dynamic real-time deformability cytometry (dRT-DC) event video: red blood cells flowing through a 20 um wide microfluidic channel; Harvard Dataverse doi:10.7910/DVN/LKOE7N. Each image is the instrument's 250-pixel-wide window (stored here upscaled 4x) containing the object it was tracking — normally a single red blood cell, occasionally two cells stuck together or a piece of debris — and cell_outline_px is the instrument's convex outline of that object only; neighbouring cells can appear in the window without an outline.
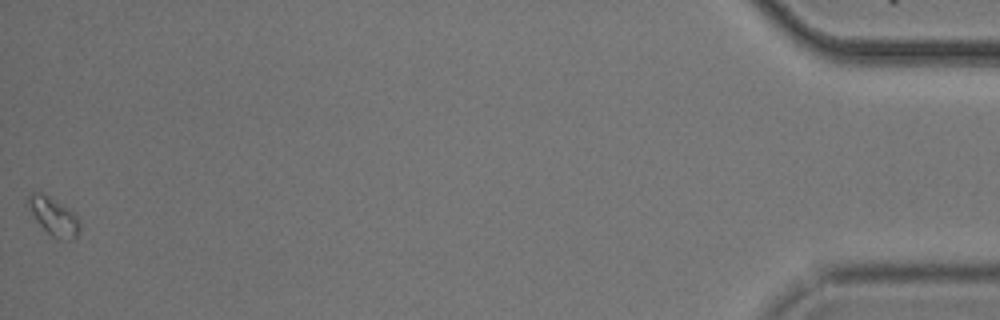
{"species": "common noctule bat (a hibernating species)", "species_latin": "Nyctalus noctula", "temperature_condition": "cold", "stored_images_in_passage": 40, "camera_frame_rate_fps": 3000, "um_per_image_px": 0.085, "animal": {"sex": "male", "body_mass_g": 20.5, "forearm_length_mm": 52.5}, "frame": {"image": 1, "passage_image": 40, "time_ms": 13.0, "image_size_px": [1000, 320], "cell_outline_px": [[80, 228], [76, 236], [68, 240], [56, 240], [36, 220], [24, 204], [28, 196], [32, 192], [40, 192], [48, 196], [76, 212], [80, 224]], "centroid_in_image_um": [4.54, 18.38], "position_along_channel_um": 430.7, "area_um2": 11.62}}